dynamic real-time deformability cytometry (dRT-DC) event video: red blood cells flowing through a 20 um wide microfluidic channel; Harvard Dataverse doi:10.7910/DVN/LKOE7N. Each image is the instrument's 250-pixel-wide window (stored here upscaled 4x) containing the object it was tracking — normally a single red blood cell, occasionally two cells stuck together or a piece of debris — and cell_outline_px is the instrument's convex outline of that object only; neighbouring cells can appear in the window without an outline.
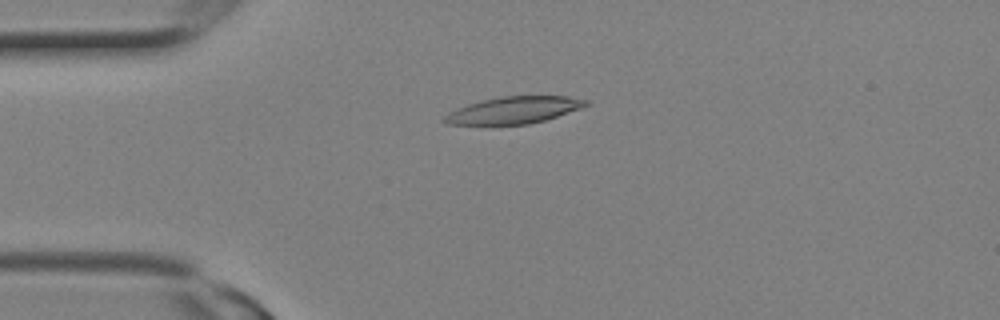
{"species": "Egyptian fruit bat (a non-hibernating species)", "species_latin": "Rousettus aegyptiacus", "temperature_condition": "room temperature", "stored_images_in_passage": 5, "camera_frame_rate_fps": 3000, "um_per_image_px": 0.085, "animal": {"sex": "female"}, "frame": {"image": 1, "passage_image": 2, "time_ms": 0.333, "image_size_px": [1000, 320], "cell_outline_px": [[588, 104], [580, 108], [544, 120], [528, 124], [448, 124], [440, 120], [448, 112], [456, 108], [480, 100], [500, 96], [568, 96], [588, 100]], "centroid_in_image_um": [43.62, 9.35], "position_along_channel_um": 41.4, "area_um2": 22.02}}
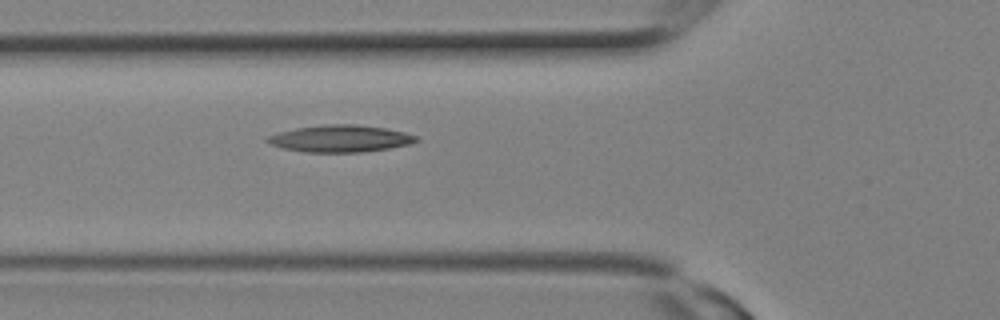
{"frame": {"image": 2, "passage_image": 5, "time_ms": 1.333, "image_size_px": [1000, 320], "cell_outline_px": [[420, 140], [412, 144], [364, 152], [304, 152], [284, 148], [272, 144], [264, 140], [268, 136], [280, 132], [296, 128], [328, 124], [356, 124], [384, 128], [404, 132], [416, 136]], "centroid_in_image_um": [28.96, 11.78], "position_along_channel_um": 96.8, "area_um2": 23.24}}